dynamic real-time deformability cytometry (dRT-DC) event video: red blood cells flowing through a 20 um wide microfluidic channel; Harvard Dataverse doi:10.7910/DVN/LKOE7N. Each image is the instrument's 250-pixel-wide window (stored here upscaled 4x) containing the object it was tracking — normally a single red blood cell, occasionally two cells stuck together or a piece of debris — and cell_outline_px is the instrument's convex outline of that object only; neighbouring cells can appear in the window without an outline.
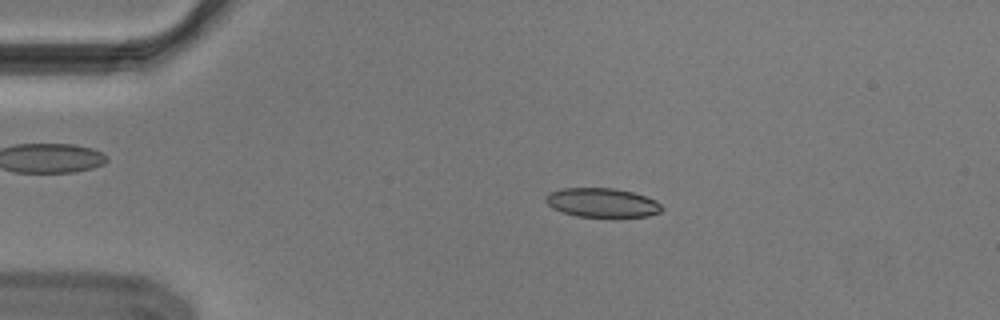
{"species": "Egyptian fruit bat (a non-hibernating species)", "species_latin": "Rousettus aegyptiacus", "temperature_condition": "cold", "stored_images_in_passage": 54, "camera_frame_rate_fps": 3000, "um_per_image_px": 0.085, "animal": {"sex": "male"}, "frame": {"image": 1, "passage_image": 11, "time_ms": 3.333, "image_size_px": [1000, 320], "cell_outline_px": [[664, 208], [660, 212], [648, 216], [576, 216], [560, 212], [552, 208], [544, 200], [544, 196], [548, 192], [560, 188], [616, 188], [632, 192], [656, 200]], "centroid_in_image_um": [51.12, 17.21], "position_along_channel_um": 33.9, "area_um2": 19.77}}
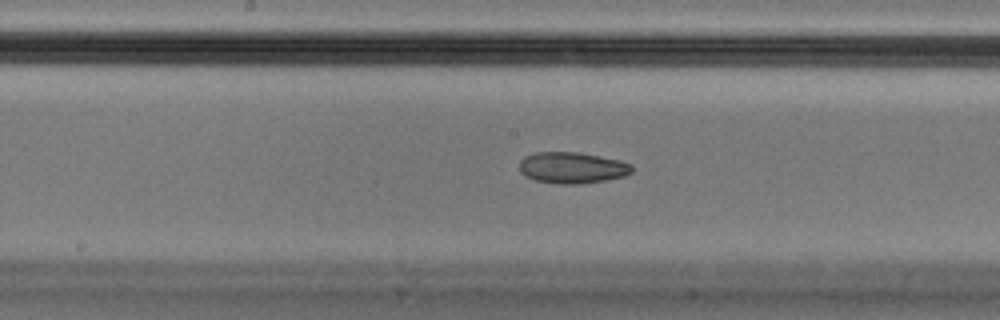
{"frame": {"image": 2, "passage_image": 28, "time_ms": 9.0, "image_size_px": [1000, 320], "cell_outline_px": [[632, 172], [624, 176], [604, 180], [580, 184], [556, 184], [536, 180], [524, 176], [520, 172], [520, 160], [524, 156], [536, 152], [580, 152], [620, 160], [632, 164]], "centroid_in_image_um": [48.62, 14.25], "position_along_channel_um": 199.6, "area_um2": 20.63}}
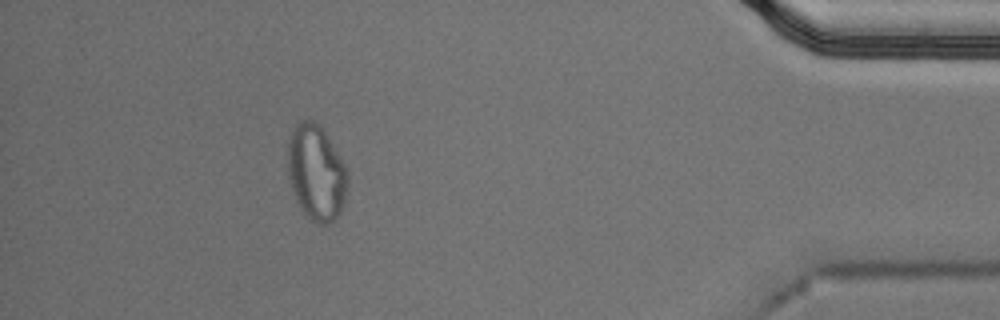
{"frame": {"image": 3, "passage_image": 49, "time_ms": 16.0, "image_size_px": [1000, 320], "cell_outline_px": [[348, 184], [344, 200], [340, 212], [328, 224], [320, 224], [312, 220], [300, 208], [296, 200], [288, 176], [288, 140], [292, 128], [296, 124], [304, 120], [316, 120], [320, 124], [344, 164], [348, 172]], "centroid_in_image_um": [26.87, 14.64], "position_along_channel_um": 408.3, "area_um2": 33.18}, "authors_computed_cell_mechanics": {"area_um2": 20.7213, "velocity_mm_per_s": 3.685, "shape_relaxation_time_tau1_ms": null, "shape_relaxation_time_tau2_ms": 4.3357, "deformation_change_tau1": null, "deformation_change_tau2": 0.0942}}